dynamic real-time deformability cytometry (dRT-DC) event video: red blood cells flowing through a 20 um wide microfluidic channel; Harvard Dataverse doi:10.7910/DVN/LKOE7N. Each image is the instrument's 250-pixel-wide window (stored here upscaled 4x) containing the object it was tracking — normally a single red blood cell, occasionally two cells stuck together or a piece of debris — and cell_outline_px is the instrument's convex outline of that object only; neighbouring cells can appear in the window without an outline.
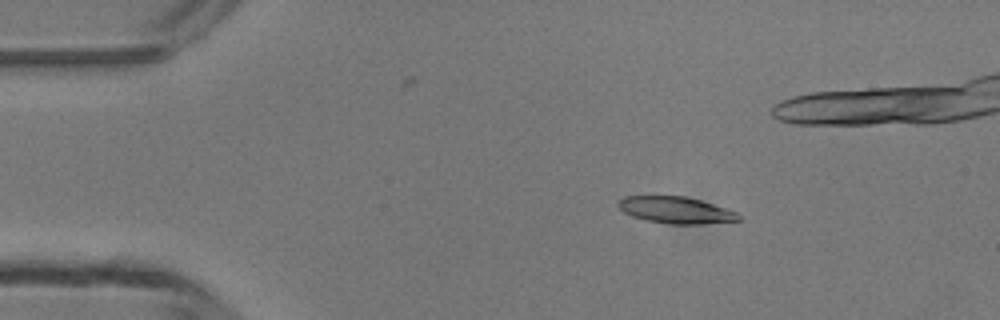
{"species": "common noctule bat (a hibernating species)", "species_latin": "Nyctalus noctula", "temperature_condition": "room temperature", "stored_images_in_passage": 3, "camera_frame_rate_fps": 3000, "um_per_image_px": 0.085, "animal": {"sex": "male", "body_mass_g": 13.3}, "frame": {"image": 1, "passage_image": 1, "time_ms": 0.0, "image_size_px": [1000, 320], "cell_outline_px": [[740, 220], [700, 224], [672, 224], [648, 220], [632, 216], [624, 212], [616, 204], [624, 196], [684, 196], [700, 200], [736, 212], [740, 216]], "centroid_in_image_um": [57.42, 17.85], "position_along_channel_um": 27.6, "area_um2": 18.38}}